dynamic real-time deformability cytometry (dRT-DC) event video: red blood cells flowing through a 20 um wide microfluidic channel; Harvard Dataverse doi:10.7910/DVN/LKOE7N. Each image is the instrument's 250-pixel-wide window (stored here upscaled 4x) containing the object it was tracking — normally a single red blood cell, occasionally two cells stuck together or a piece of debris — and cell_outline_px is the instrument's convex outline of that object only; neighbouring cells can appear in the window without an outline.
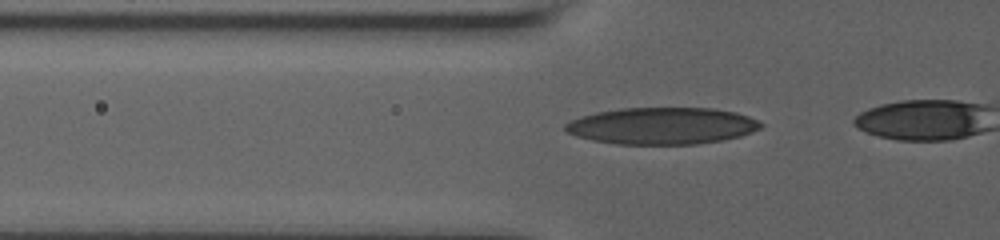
{"species": "human", "species_latin": "Homo sapiens", "temperature_condition": "room temperature", "stored_images_in_passage": 10, "camera_frame_rate_fps": 3000, "um_per_image_px": 0.085, "donor": {"sex": "male"}, "frame": {"image": 1, "passage_image": 7, "time_ms": 2.0, "image_size_px": [1000, 240], "cell_outline_px": [[764, 124], [760, 128], [752, 132], [740, 136], [720, 140], [696, 144], [616, 144], [592, 140], [576, 136], [568, 132], [564, 128], [564, 124], [580, 116], [596, 112], [620, 108], [712, 108], [736, 112], [760, 120]], "centroid_in_image_um": [56.28, 10.69], "position_along_channel_um": 69.5, "area_um2": 42.02}}